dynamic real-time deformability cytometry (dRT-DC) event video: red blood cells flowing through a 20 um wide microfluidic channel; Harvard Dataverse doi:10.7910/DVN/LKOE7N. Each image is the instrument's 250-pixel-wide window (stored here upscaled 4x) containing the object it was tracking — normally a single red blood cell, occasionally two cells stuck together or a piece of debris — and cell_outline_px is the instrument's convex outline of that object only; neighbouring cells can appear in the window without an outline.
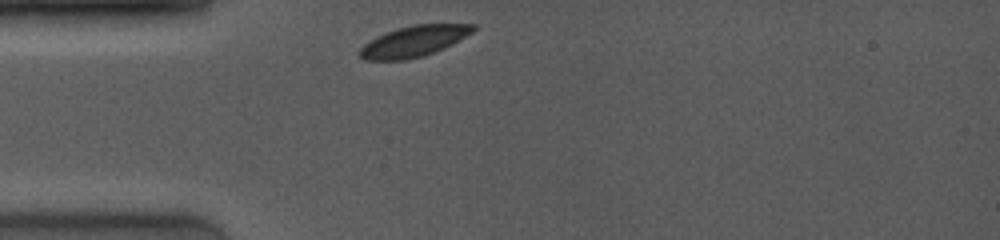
{"species": "common noctule bat (a hibernating species)", "species_latin": "Nyctalus noctula", "temperature_condition": "room temperature", "stored_images_in_passage": 7, "camera_frame_rate_fps": 4000, "um_per_image_px": 0.085, "animal": {"sex": "female", "body_mass_g": 19.0, "forearm_length_mm": 53.3}, "frame": {"image": 1, "passage_image": 1, "time_ms": 0.0, "image_size_px": [1000, 240], "cell_outline_px": [[476, 28], [472, 32], [444, 48], [424, 56], [404, 60], [364, 60], [356, 52], [364, 44], [376, 36], [412, 24], [476, 24]], "centroid_in_image_um": [35.14, 3.51], "position_along_channel_um": 49.9, "area_um2": 20.29}}
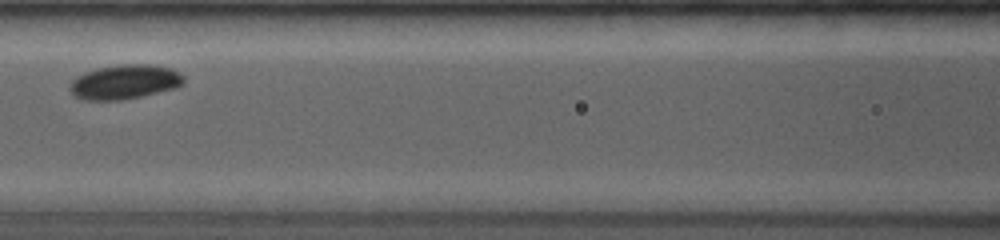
{"frame": {"image": 2, "passage_image": 4, "time_ms": 3.0, "image_size_px": [1000, 240], "cell_outline_px": [[184, 84], [176, 88], [140, 96], [120, 100], [84, 100], [76, 96], [68, 88], [68, 84], [76, 76], [84, 72], [96, 68], [120, 64], [148, 64], [172, 68], [180, 72], [184, 76]], "centroid_in_image_um": [10.59, 6.95], "position_along_channel_um": 156.0, "area_um2": 23.06}}